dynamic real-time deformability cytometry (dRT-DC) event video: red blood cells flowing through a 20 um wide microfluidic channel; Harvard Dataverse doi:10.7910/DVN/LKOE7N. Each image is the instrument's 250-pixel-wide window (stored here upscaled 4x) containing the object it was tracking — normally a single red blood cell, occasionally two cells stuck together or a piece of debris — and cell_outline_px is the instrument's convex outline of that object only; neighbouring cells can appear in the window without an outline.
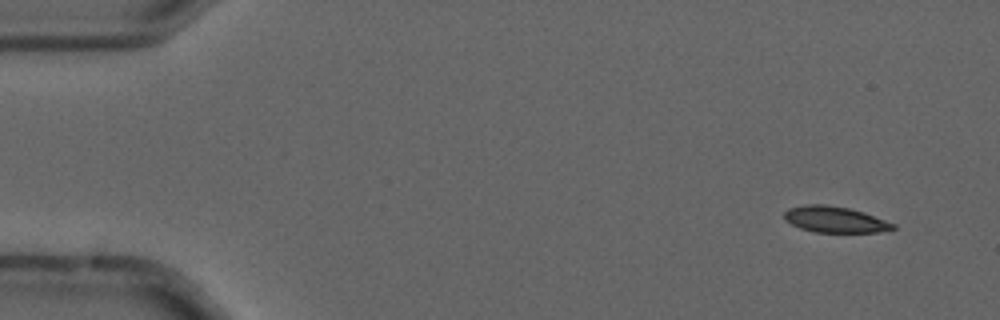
{"species": "common noctule bat (a hibernating species)", "species_latin": "Nyctalus noctula", "temperature_condition": "cold", "stored_images_in_passage": 4, "camera_frame_rate_fps": 3000, "um_per_image_px": 0.085, "animal": {"sex": "male", "forearm_length_mm": 52.5}, "frame": {"image": 1, "passage_image": 2, "time_ms": 0.333, "image_size_px": [1000, 320], "cell_outline_px": [[896, 228], [880, 232], [812, 232], [800, 228], [784, 220], [784, 212], [788, 208], [804, 204], [824, 204], [848, 208], [864, 212], [896, 224]], "centroid_in_image_um": [70.95, 18.65], "position_along_channel_um": 14.1, "area_um2": 16.65}}
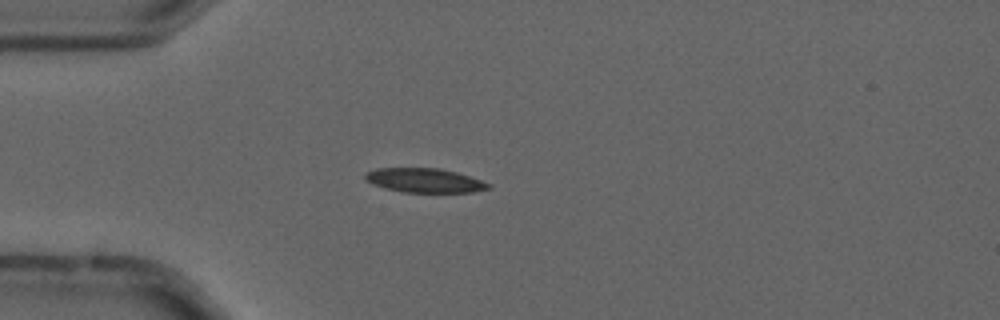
{"frame": {"image": 2, "passage_image": 4, "time_ms": 1.0, "image_size_px": [1000, 320], "cell_outline_px": [[492, 188], [472, 192], [404, 192], [372, 184], [364, 180], [364, 176], [368, 172], [376, 168], [440, 168], [456, 172], [492, 184]], "centroid_in_image_um": [36.1, 15.33], "position_along_channel_um": 48.9, "area_um2": 17.28}}